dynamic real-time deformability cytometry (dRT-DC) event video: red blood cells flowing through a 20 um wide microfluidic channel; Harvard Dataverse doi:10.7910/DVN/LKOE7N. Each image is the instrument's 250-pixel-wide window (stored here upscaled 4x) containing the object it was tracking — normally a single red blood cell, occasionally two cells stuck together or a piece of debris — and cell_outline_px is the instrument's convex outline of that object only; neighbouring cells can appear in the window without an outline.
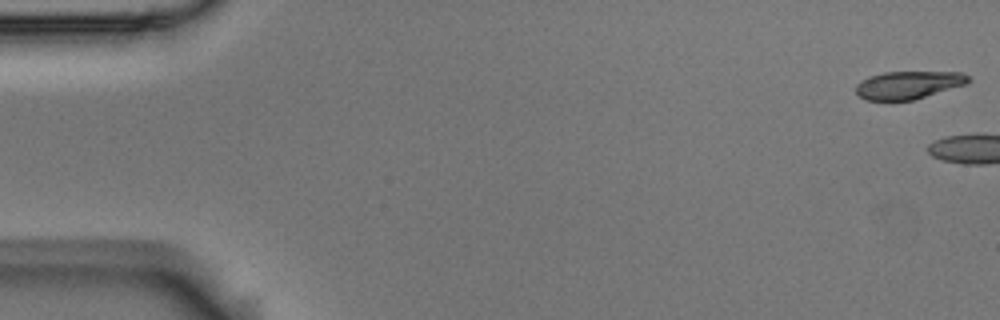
{"species": "Egyptian fruit bat (a non-hibernating species)", "species_latin": "Rousettus aegyptiacus", "temperature_condition": "room temperature", "stored_images_in_passage": 12, "camera_frame_rate_fps": 3000, "um_per_image_px": 0.085, "animal": {"sex": "male"}, "frame": {"image": 1, "passage_image": 1, "time_ms": 0.0, "image_size_px": [1000, 320], "cell_outline_px": [[972, 80], [968, 84], [912, 100], [864, 100], [856, 92], [856, 84], [860, 80], [868, 76], [884, 72], [964, 72]], "centroid_in_image_um": [77.23, 7.21], "position_along_channel_um": 7.8, "area_um2": 18.38}}